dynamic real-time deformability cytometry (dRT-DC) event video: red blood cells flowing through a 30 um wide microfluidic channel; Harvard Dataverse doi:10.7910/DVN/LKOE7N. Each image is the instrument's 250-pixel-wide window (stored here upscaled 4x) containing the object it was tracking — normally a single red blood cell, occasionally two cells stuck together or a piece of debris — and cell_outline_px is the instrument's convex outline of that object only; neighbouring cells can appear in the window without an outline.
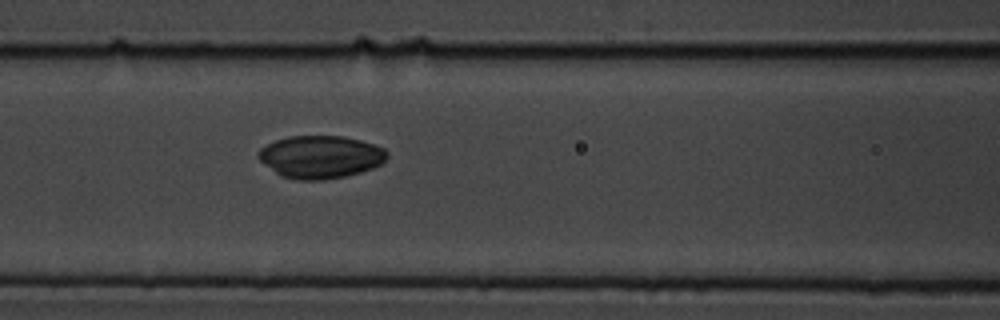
{"species": "common noctule bat (a hibernating species)", "species_latin": "Nyctalus noctula", "temperature_condition": "cold", "stored_images_in_passage": 3, "camera_frame_rate_fps": 3000, "um_per_image_px": 0.085, "animal": {"sex": "male", "body_mass_g": 19.5, "forearm_length_mm": 54.6}, "frame": {"image": 1, "passage_image": 3, "time_ms": 0.667, "image_size_px": [1000, 320], "cell_outline_px": [[388, 156], [380, 164], [372, 168], [360, 172], [344, 176], [324, 180], [296, 180], [280, 176], [260, 160], [256, 156], [256, 152], [260, 148], [276, 140], [288, 136], [344, 136], [360, 140], [384, 148], [388, 152]], "centroid_in_image_um": [27.22, 13.33], "position_along_channel_um": 139.4, "area_um2": 32.02}}